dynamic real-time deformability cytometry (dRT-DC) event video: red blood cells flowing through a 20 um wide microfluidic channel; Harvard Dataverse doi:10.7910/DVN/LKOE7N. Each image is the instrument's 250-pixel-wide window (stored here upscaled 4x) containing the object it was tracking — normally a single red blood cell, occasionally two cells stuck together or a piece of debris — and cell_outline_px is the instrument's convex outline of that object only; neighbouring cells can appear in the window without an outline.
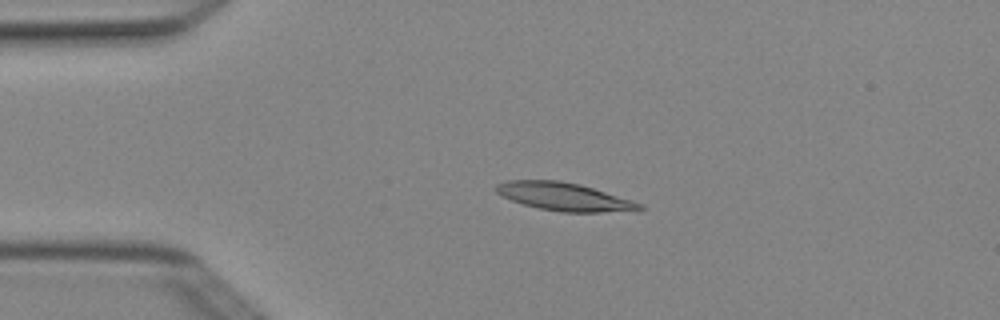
{"species": "Egyptian fruit bat (a non-hibernating species)", "species_latin": "Rousettus aegyptiacus", "temperature_condition": "cold", "stored_images_in_passage": 5, "camera_frame_rate_fps": 3000, "um_per_image_px": 0.085, "animal": {"sex": "female"}, "frame": {"image": 1, "passage_image": 3, "time_ms": 0.667, "image_size_px": [1000, 320], "cell_outline_px": [[644, 208], [640, 212], [560, 212], [540, 208], [524, 204], [500, 196], [492, 188], [496, 184], [504, 180], [560, 180], [580, 184], [632, 200], [644, 204]], "centroid_in_image_um": [47.99, 16.72], "position_along_channel_um": 37.0, "area_um2": 23.87}}
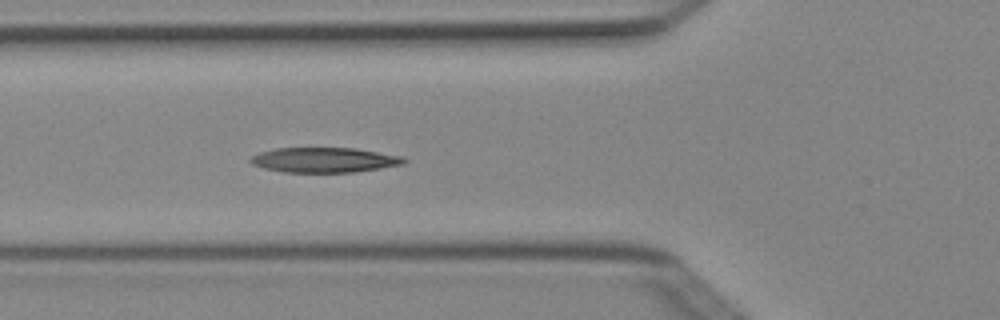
{"frame": {"image": 2, "passage_image": 5, "time_ms": 1.333, "image_size_px": [1000, 320], "cell_outline_px": [[408, 160], [404, 164], [356, 172], [284, 172], [264, 168], [252, 164], [248, 160], [252, 156], [260, 152], [276, 148], [356, 148], [404, 156]], "centroid_in_image_um": [27.6, 13.59], "position_along_channel_um": 98.2, "area_um2": 22.43}}